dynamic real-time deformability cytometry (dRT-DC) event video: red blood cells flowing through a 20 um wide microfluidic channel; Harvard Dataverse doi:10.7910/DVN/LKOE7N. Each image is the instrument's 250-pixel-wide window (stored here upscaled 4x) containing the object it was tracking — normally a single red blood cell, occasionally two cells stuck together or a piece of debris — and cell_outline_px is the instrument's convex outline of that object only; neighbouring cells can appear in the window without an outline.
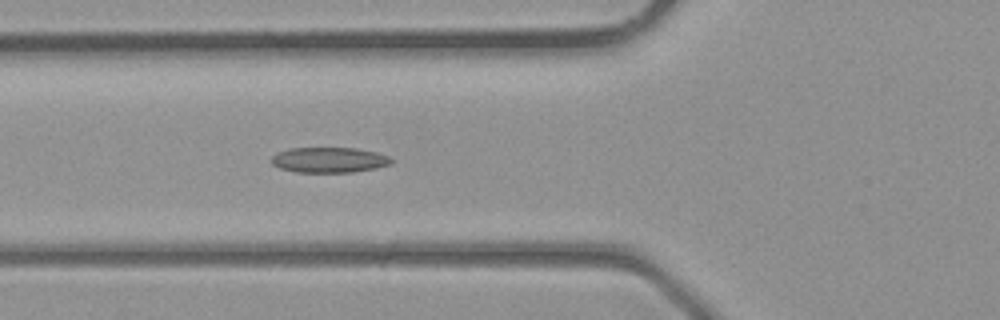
{"species": "common noctule bat (a hibernating species)", "species_latin": "Nyctalus noctula", "temperature_condition": "room temperature", "stored_images_in_passage": 38, "camera_frame_rate_fps": 3000, "um_per_image_px": 0.085, "animal": {"sex": "male", "body_mass_g": 23.1, "forearm_length_mm": 52.7}, "frame": {"image": 1, "passage_image": 14, "time_ms": 4.333, "image_size_px": [1000, 320], "cell_outline_px": [[392, 164], [376, 168], [352, 172], [296, 172], [280, 168], [272, 164], [272, 156], [276, 152], [288, 148], [356, 148], [376, 152], [388, 156], [392, 160]], "centroid_in_image_um": [27.96, 13.59], "position_along_channel_um": 97.8, "area_um2": 17.74}}
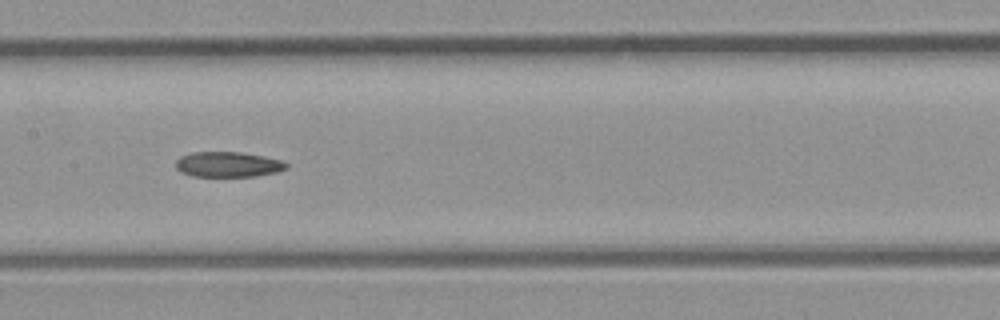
{"frame": {"image": 2, "passage_image": 19, "time_ms": 6.0, "image_size_px": [1000, 320], "cell_outline_px": [[288, 168], [276, 172], [256, 176], [192, 176], [180, 172], [176, 168], [176, 160], [180, 156], [192, 152], [240, 152], [264, 156], [280, 160], [288, 164]], "centroid_in_image_um": [19.36, 13.97], "position_along_channel_um": 188.0, "area_um2": 16.3}}
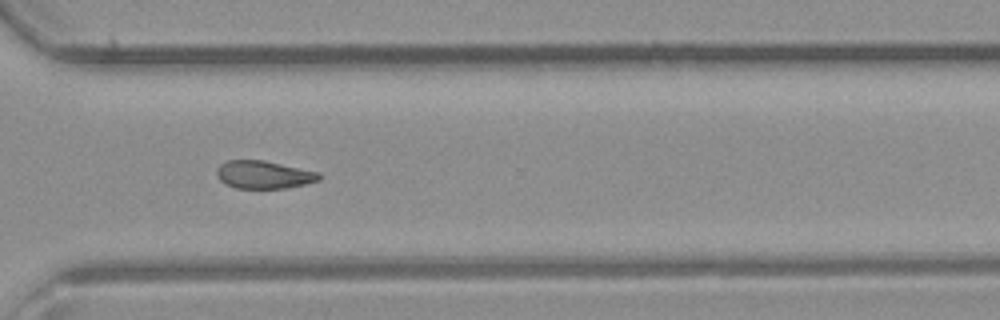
{"frame": {"image": 3, "passage_image": 28, "time_ms": 9.0, "image_size_px": [1000, 320], "cell_outline_px": [[324, 176], [320, 180], [288, 188], [236, 188], [220, 180], [216, 176], [216, 168], [220, 164], [228, 160], [264, 160], [320, 172]], "centroid_in_image_um": [22.45, 14.84], "position_along_channel_um": 348.1, "area_um2": 16.76}}